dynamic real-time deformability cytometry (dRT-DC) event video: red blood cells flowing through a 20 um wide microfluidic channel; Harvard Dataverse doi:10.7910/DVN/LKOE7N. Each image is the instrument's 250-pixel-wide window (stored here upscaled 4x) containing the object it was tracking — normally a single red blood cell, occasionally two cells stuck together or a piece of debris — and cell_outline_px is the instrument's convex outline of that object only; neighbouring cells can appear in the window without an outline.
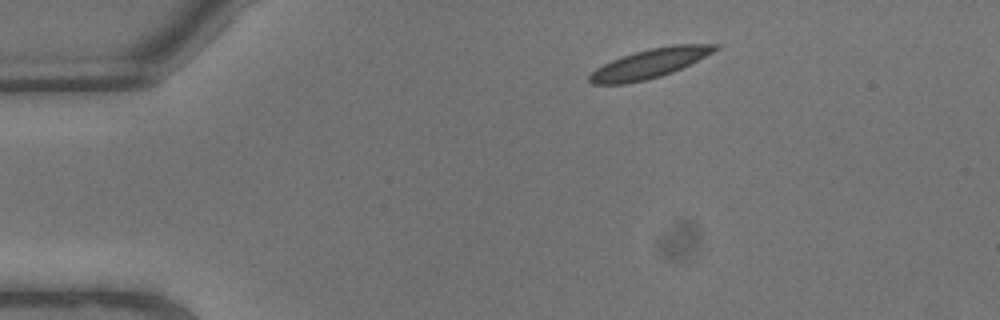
{"species": "common noctule bat (a hibernating species)", "species_latin": "Nyctalus noctula", "temperature_condition": "warm", "stored_images_in_passage": 5, "camera_frame_rate_fps": 3000, "um_per_image_px": 0.085, "animal": {"sex": "male", "body_mass_g": 13.3}, "frame": {"image": 1, "passage_image": 1, "time_ms": 0.0, "image_size_px": [1000, 320], "cell_outline_px": [[720, 48], [672, 72], [660, 76], [644, 80], [624, 84], [592, 84], [588, 80], [588, 76], [596, 68], [620, 56], [652, 48], [672, 44], [720, 44]], "centroid_in_image_um": [55.19, 5.39], "position_along_channel_um": 29.8, "area_um2": 21.04}}
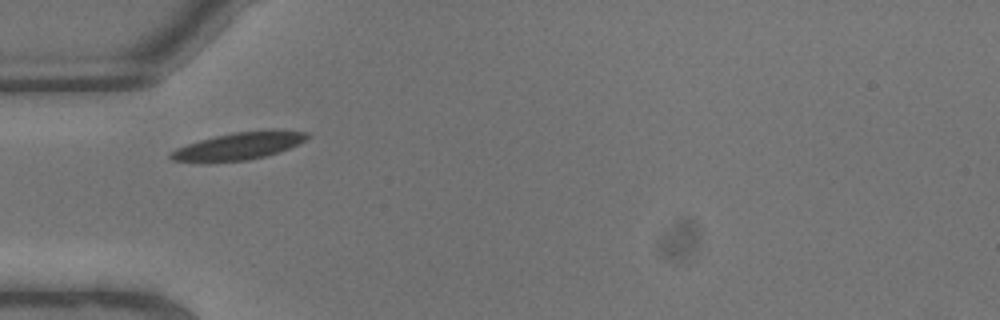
{"frame": {"image": 2, "passage_image": 4, "time_ms": 1.0, "image_size_px": [1000, 320], "cell_outline_px": [[312, 136], [288, 148], [264, 156], [248, 160], [208, 164], [204, 164], [172, 160], [168, 156], [168, 152], [176, 148], [200, 140], [232, 132], [308, 132]], "centroid_in_image_um": [20.1, 12.48], "position_along_channel_um": 64.9, "area_um2": 21.39}}
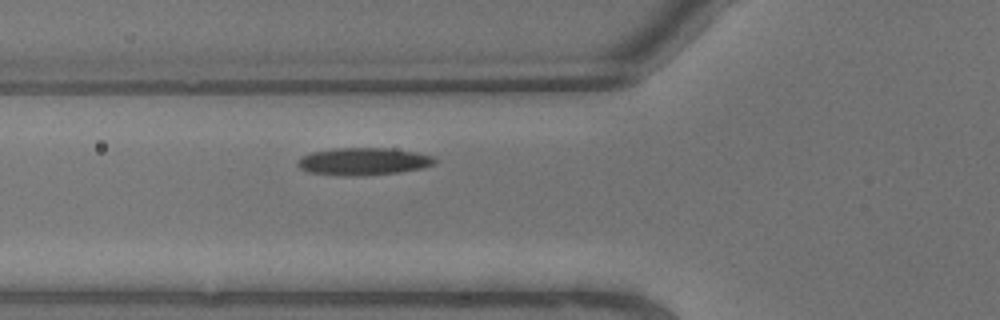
{"frame": {"image": 3, "passage_image": 5, "time_ms": 1.333, "image_size_px": [1000, 320], "cell_outline_px": [[436, 164], [424, 168], [400, 172], [364, 176], [340, 176], [308, 172], [300, 168], [296, 164], [300, 156], [312, 152], [336, 148], [392, 148], [416, 152], [432, 156], [436, 160]], "centroid_in_image_um": [30.89, 13.73], "position_along_channel_um": 94.9, "area_um2": 22.25}}